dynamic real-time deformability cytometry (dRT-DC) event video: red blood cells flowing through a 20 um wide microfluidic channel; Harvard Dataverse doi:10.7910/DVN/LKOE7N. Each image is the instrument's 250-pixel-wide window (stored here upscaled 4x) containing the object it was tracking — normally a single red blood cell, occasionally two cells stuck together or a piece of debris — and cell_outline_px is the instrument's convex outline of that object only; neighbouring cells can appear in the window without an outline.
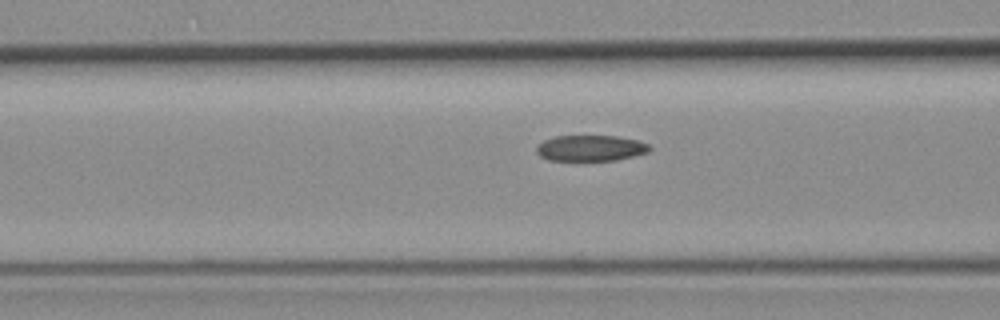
{"species": "common noctule bat (a hibernating species)", "species_latin": "Nyctalus noctula", "temperature_condition": "room temperature", "stored_images_in_passage": 37, "camera_frame_rate_fps": 3000, "um_per_image_px": 0.085, "animal": {"sex": "female", "body_mass_g": 19.3, "forearm_length_mm": 54.1}, "frame": {"image": 1, "passage_image": 16, "time_ms": 5.0, "image_size_px": [1000, 320], "cell_outline_px": [[652, 148], [648, 152], [616, 160], [548, 160], [540, 156], [536, 152], [536, 144], [544, 140], [556, 136], [616, 136], [640, 140], [648, 144]], "centroid_in_image_um": [50.19, 12.58], "position_along_channel_um": 116.4, "area_um2": 17.11}}
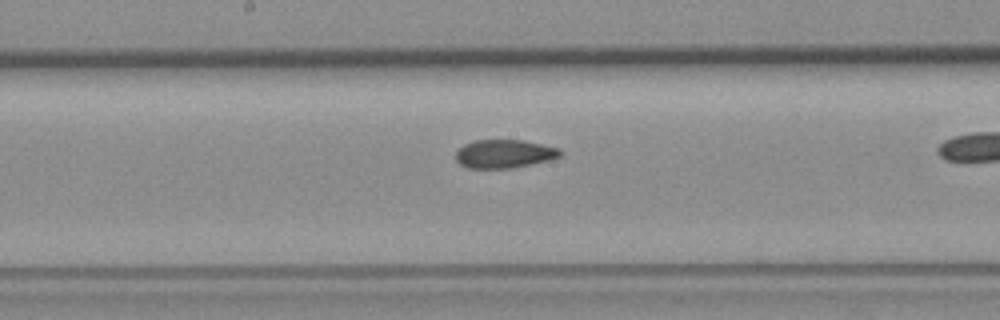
{"frame": {"image": 2, "passage_image": 23, "time_ms": 7.333, "image_size_px": [1000, 320], "cell_outline_px": [[560, 156], [548, 160], [512, 168], [468, 168], [460, 164], [456, 160], [456, 152], [464, 144], [476, 140], [524, 140], [560, 148]], "centroid_in_image_um": [42.85, 13.07], "position_along_channel_um": 205.4, "area_um2": 17.17}}
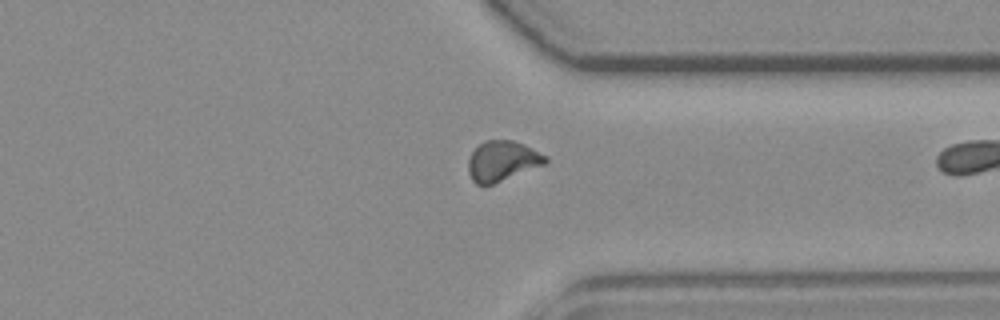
{"frame": {"image": 3, "passage_image": 36, "time_ms": 11.667, "image_size_px": [1000, 320], "cell_outline_px": [[548, 160], [544, 164], [492, 184], [476, 184], [472, 180], [468, 172], [468, 160], [472, 152], [484, 140], [512, 140], [524, 144], [548, 156]], "centroid_in_image_um": [42.69, 13.66], "position_along_channel_um": 368.7, "area_um2": 17.86}}